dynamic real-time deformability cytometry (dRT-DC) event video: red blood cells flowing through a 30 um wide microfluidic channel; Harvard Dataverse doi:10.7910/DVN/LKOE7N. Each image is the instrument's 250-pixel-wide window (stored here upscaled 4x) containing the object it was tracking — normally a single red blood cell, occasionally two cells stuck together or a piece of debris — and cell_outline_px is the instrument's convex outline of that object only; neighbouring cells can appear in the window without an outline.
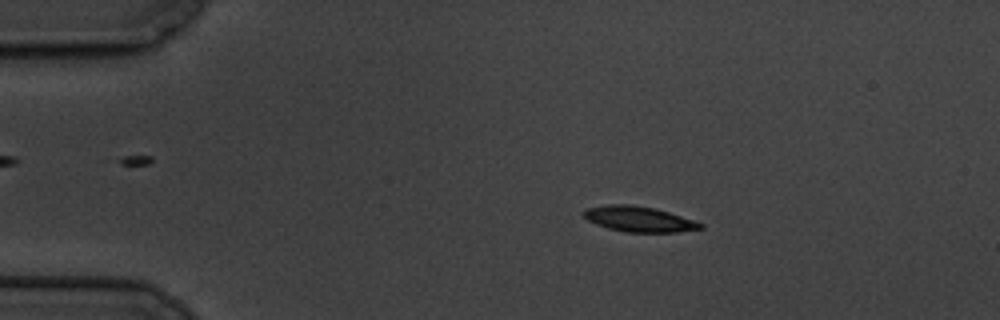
{"species": "common noctule bat (a hibernating species)", "species_latin": "Nyctalus noctula", "temperature_condition": "cold", "stored_images_in_passage": 5, "camera_frame_rate_fps": 3000, "um_per_image_px": 0.085, "animal": {"sex": "male", "body_mass_g": 19.5, "forearm_length_mm": 54.6}, "frame": {"image": 1, "passage_image": 3, "time_ms": 2.333, "image_size_px": [1000, 320], "cell_outline_px": [[704, 228], [676, 232], [628, 232], [608, 228], [596, 224], [588, 220], [584, 216], [584, 212], [588, 208], [608, 204], [628, 204], [656, 208], [704, 224]], "centroid_in_image_um": [54.32, 18.62], "position_along_channel_um": 30.7, "area_um2": 17.05}}